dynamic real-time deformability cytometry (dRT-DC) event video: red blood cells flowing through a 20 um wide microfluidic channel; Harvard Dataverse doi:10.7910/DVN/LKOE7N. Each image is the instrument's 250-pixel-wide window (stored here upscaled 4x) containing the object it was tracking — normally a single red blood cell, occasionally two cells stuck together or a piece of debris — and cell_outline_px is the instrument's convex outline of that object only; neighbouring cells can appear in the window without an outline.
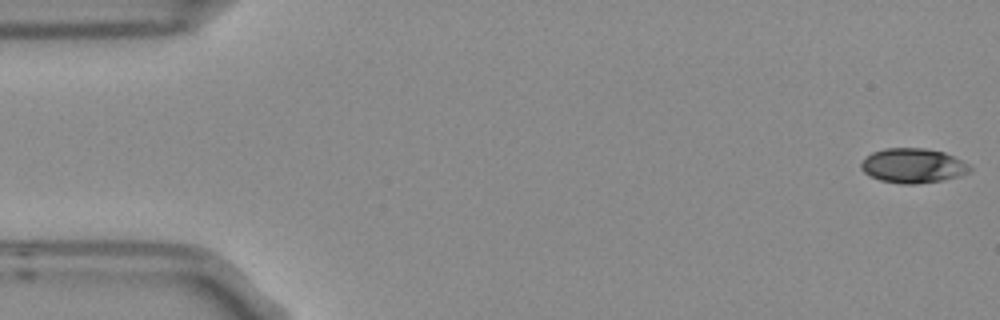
{"species": "Egyptian fruit bat (a non-hibernating species)", "species_latin": "Rousettus aegyptiacus", "temperature_condition": "room temperature", "stored_images_in_passage": 4, "camera_frame_rate_fps": 3000, "um_per_image_px": 0.085, "frame": {"image": 1, "passage_image": 1, "time_ms": 0.0, "image_size_px": [1000, 320], "cell_outline_px": [[972, 168], [968, 172], [960, 176], [940, 180], [916, 184], [900, 184], [880, 180], [868, 176], [860, 168], [860, 164], [872, 152], [884, 148], [924, 148], [944, 152], [968, 164]], "centroid_in_image_um": [77.57, 14.08], "position_along_channel_um": 7.4, "area_um2": 21.85}}
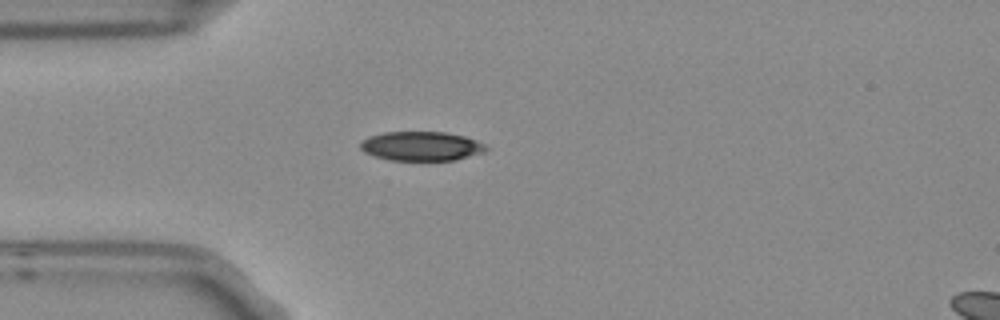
{"frame": {"image": 2, "passage_image": 4, "time_ms": 1.0, "image_size_px": [1000, 320], "cell_outline_px": [[488, 148], [484, 152], [456, 160], [392, 160], [376, 156], [364, 152], [360, 148], [360, 144], [368, 136], [384, 132], [444, 132], [464, 136], [476, 140], [484, 144]], "centroid_in_image_um": [35.82, 12.42], "position_along_channel_um": 49.2, "area_um2": 21.27}}